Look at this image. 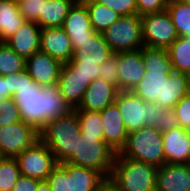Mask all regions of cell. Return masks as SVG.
Masks as SVG:
<instances>
[{"instance_id": "obj_34", "label": "cell", "mask_w": 190, "mask_h": 191, "mask_svg": "<svg viewBox=\"0 0 190 191\" xmlns=\"http://www.w3.org/2000/svg\"><path fill=\"white\" fill-rule=\"evenodd\" d=\"M21 120L18 105L12 97L0 100V127L11 125Z\"/></svg>"}, {"instance_id": "obj_10", "label": "cell", "mask_w": 190, "mask_h": 191, "mask_svg": "<svg viewBox=\"0 0 190 191\" xmlns=\"http://www.w3.org/2000/svg\"><path fill=\"white\" fill-rule=\"evenodd\" d=\"M38 140L39 131L24 120L0 127V153L3 157L16 158Z\"/></svg>"}, {"instance_id": "obj_42", "label": "cell", "mask_w": 190, "mask_h": 191, "mask_svg": "<svg viewBox=\"0 0 190 191\" xmlns=\"http://www.w3.org/2000/svg\"><path fill=\"white\" fill-rule=\"evenodd\" d=\"M40 182L38 179L20 175L12 191H37Z\"/></svg>"}, {"instance_id": "obj_19", "label": "cell", "mask_w": 190, "mask_h": 191, "mask_svg": "<svg viewBox=\"0 0 190 191\" xmlns=\"http://www.w3.org/2000/svg\"><path fill=\"white\" fill-rule=\"evenodd\" d=\"M113 55L114 52L105 41L103 33L96 32L91 39L77 42V48L69 62L101 65Z\"/></svg>"}, {"instance_id": "obj_39", "label": "cell", "mask_w": 190, "mask_h": 191, "mask_svg": "<svg viewBox=\"0 0 190 191\" xmlns=\"http://www.w3.org/2000/svg\"><path fill=\"white\" fill-rule=\"evenodd\" d=\"M136 2L139 16L166 11L168 4V0H136Z\"/></svg>"}, {"instance_id": "obj_27", "label": "cell", "mask_w": 190, "mask_h": 191, "mask_svg": "<svg viewBox=\"0 0 190 191\" xmlns=\"http://www.w3.org/2000/svg\"><path fill=\"white\" fill-rule=\"evenodd\" d=\"M87 7L91 26L98 33H104L121 16L113 9L99 4L94 0H81Z\"/></svg>"}, {"instance_id": "obj_24", "label": "cell", "mask_w": 190, "mask_h": 191, "mask_svg": "<svg viewBox=\"0 0 190 191\" xmlns=\"http://www.w3.org/2000/svg\"><path fill=\"white\" fill-rule=\"evenodd\" d=\"M77 0H46L36 24L42 28L62 27L70 8Z\"/></svg>"}, {"instance_id": "obj_31", "label": "cell", "mask_w": 190, "mask_h": 191, "mask_svg": "<svg viewBox=\"0 0 190 191\" xmlns=\"http://www.w3.org/2000/svg\"><path fill=\"white\" fill-rule=\"evenodd\" d=\"M26 69V59L17 54L5 42H0V76L12 75Z\"/></svg>"}, {"instance_id": "obj_40", "label": "cell", "mask_w": 190, "mask_h": 191, "mask_svg": "<svg viewBox=\"0 0 190 191\" xmlns=\"http://www.w3.org/2000/svg\"><path fill=\"white\" fill-rule=\"evenodd\" d=\"M179 125L190 130V94L184 96L173 108Z\"/></svg>"}, {"instance_id": "obj_44", "label": "cell", "mask_w": 190, "mask_h": 191, "mask_svg": "<svg viewBox=\"0 0 190 191\" xmlns=\"http://www.w3.org/2000/svg\"><path fill=\"white\" fill-rule=\"evenodd\" d=\"M105 191H123L121 190L112 180L110 177L105 178Z\"/></svg>"}, {"instance_id": "obj_15", "label": "cell", "mask_w": 190, "mask_h": 191, "mask_svg": "<svg viewBox=\"0 0 190 191\" xmlns=\"http://www.w3.org/2000/svg\"><path fill=\"white\" fill-rule=\"evenodd\" d=\"M165 164H188L190 160V130L178 126L162 132Z\"/></svg>"}, {"instance_id": "obj_7", "label": "cell", "mask_w": 190, "mask_h": 191, "mask_svg": "<svg viewBox=\"0 0 190 191\" xmlns=\"http://www.w3.org/2000/svg\"><path fill=\"white\" fill-rule=\"evenodd\" d=\"M105 41L114 53L136 51L144 47L141 16H121L104 33Z\"/></svg>"}, {"instance_id": "obj_12", "label": "cell", "mask_w": 190, "mask_h": 191, "mask_svg": "<svg viewBox=\"0 0 190 191\" xmlns=\"http://www.w3.org/2000/svg\"><path fill=\"white\" fill-rule=\"evenodd\" d=\"M62 29L69 36L73 51L77 48V42L91 39L96 33L91 26L88 9L81 0H77L70 8Z\"/></svg>"}, {"instance_id": "obj_49", "label": "cell", "mask_w": 190, "mask_h": 191, "mask_svg": "<svg viewBox=\"0 0 190 191\" xmlns=\"http://www.w3.org/2000/svg\"><path fill=\"white\" fill-rule=\"evenodd\" d=\"M10 1H12V2H14V3H16V4H19V3L22 2L23 0H10Z\"/></svg>"}, {"instance_id": "obj_33", "label": "cell", "mask_w": 190, "mask_h": 191, "mask_svg": "<svg viewBox=\"0 0 190 191\" xmlns=\"http://www.w3.org/2000/svg\"><path fill=\"white\" fill-rule=\"evenodd\" d=\"M20 175L17 160L3 157L0 160V191H12Z\"/></svg>"}, {"instance_id": "obj_30", "label": "cell", "mask_w": 190, "mask_h": 191, "mask_svg": "<svg viewBox=\"0 0 190 191\" xmlns=\"http://www.w3.org/2000/svg\"><path fill=\"white\" fill-rule=\"evenodd\" d=\"M172 68L181 73H190V40L179 36L167 49Z\"/></svg>"}, {"instance_id": "obj_38", "label": "cell", "mask_w": 190, "mask_h": 191, "mask_svg": "<svg viewBox=\"0 0 190 191\" xmlns=\"http://www.w3.org/2000/svg\"><path fill=\"white\" fill-rule=\"evenodd\" d=\"M52 191H69L68 173L58 164L47 178Z\"/></svg>"}, {"instance_id": "obj_13", "label": "cell", "mask_w": 190, "mask_h": 191, "mask_svg": "<svg viewBox=\"0 0 190 191\" xmlns=\"http://www.w3.org/2000/svg\"><path fill=\"white\" fill-rule=\"evenodd\" d=\"M118 89L132 91L145 75L142 48L118 53Z\"/></svg>"}, {"instance_id": "obj_47", "label": "cell", "mask_w": 190, "mask_h": 191, "mask_svg": "<svg viewBox=\"0 0 190 191\" xmlns=\"http://www.w3.org/2000/svg\"><path fill=\"white\" fill-rule=\"evenodd\" d=\"M184 4L188 5L190 7V0H181Z\"/></svg>"}, {"instance_id": "obj_6", "label": "cell", "mask_w": 190, "mask_h": 191, "mask_svg": "<svg viewBox=\"0 0 190 191\" xmlns=\"http://www.w3.org/2000/svg\"><path fill=\"white\" fill-rule=\"evenodd\" d=\"M119 154L129 159L145 162L159 168L165 164L162 132L145 126L128 133L125 146Z\"/></svg>"}, {"instance_id": "obj_45", "label": "cell", "mask_w": 190, "mask_h": 191, "mask_svg": "<svg viewBox=\"0 0 190 191\" xmlns=\"http://www.w3.org/2000/svg\"><path fill=\"white\" fill-rule=\"evenodd\" d=\"M37 191H52L47 181H41L38 184Z\"/></svg>"}, {"instance_id": "obj_2", "label": "cell", "mask_w": 190, "mask_h": 191, "mask_svg": "<svg viewBox=\"0 0 190 191\" xmlns=\"http://www.w3.org/2000/svg\"><path fill=\"white\" fill-rule=\"evenodd\" d=\"M145 75L132 92L144 102L163 108L165 81L173 71L168 50L165 48H142Z\"/></svg>"}, {"instance_id": "obj_37", "label": "cell", "mask_w": 190, "mask_h": 191, "mask_svg": "<svg viewBox=\"0 0 190 191\" xmlns=\"http://www.w3.org/2000/svg\"><path fill=\"white\" fill-rule=\"evenodd\" d=\"M46 0H23L18 4L19 12L26 21L37 22L42 14L43 2Z\"/></svg>"}, {"instance_id": "obj_22", "label": "cell", "mask_w": 190, "mask_h": 191, "mask_svg": "<svg viewBox=\"0 0 190 191\" xmlns=\"http://www.w3.org/2000/svg\"><path fill=\"white\" fill-rule=\"evenodd\" d=\"M41 28L32 21H25L5 43L25 59L40 50Z\"/></svg>"}, {"instance_id": "obj_16", "label": "cell", "mask_w": 190, "mask_h": 191, "mask_svg": "<svg viewBox=\"0 0 190 191\" xmlns=\"http://www.w3.org/2000/svg\"><path fill=\"white\" fill-rule=\"evenodd\" d=\"M62 65L60 61L41 50L26 59V70L40 86L57 84Z\"/></svg>"}, {"instance_id": "obj_14", "label": "cell", "mask_w": 190, "mask_h": 191, "mask_svg": "<svg viewBox=\"0 0 190 191\" xmlns=\"http://www.w3.org/2000/svg\"><path fill=\"white\" fill-rule=\"evenodd\" d=\"M119 89L102 78L94 79L83 94L80 104L74 110L101 112L115 103Z\"/></svg>"}, {"instance_id": "obj_3", "label": "cell", "mask_w": 190, "mask_h": 191, "mask_svg": "<svg viewBox=\"0 0 190 191\" xmlns=\"http://www.w3.org/2000/svg\"><path fill=\"white\" fill-rule=\"evenodd\" d=\"M40 140L45 143L58 163L67 162L74 154L77 139L81 136L76 111L49 121L40 131Z\"/></svg>"}, {"instance_id": "obj_36", "label": "cell", "mask_w": 190, "mask_h": 191, "mask_svg": "<svg viewBox=\"0 0 190 191\" xmlns=\"http://www.w3.org/2000/svg\"><path fill=\"white\" fill-rule=\"evenodd\" d=\"M118 73V53H114L113 56L100 65L98 78H102L118 88Z\"/></svg>"}, {"instance_id": "obj_43", "label": "cell", "mask_w": 190, "mask_h": 191, "mask_svg": "<svg viewBox=\"0 0 190 191\" xmlns=\"http://www.w3.org/2000/svg\"><path fill=\"white\" fill-rule=\"evenodd\" d=\"M12 96L13 95L8 91L7 76H0V100Z\"/></svg>"}, {"instance_id": "obj_26", "label": "cell", "mask_w": 190, "mask_h": 191, "mask_svg": "<svg viewBox=\"0 0 190 191\" xmlns=\"http://www.w3.org/2000/svg\"><path fill=\"white\" fill-rule=\"evenodd\" d=\"M189 94L188 74L173 70L165 81L164 109H173L176 104Z\"/></svg>"}, {"instance_id": "obj_32", "label": "cell", "mask_w": 190, "mask_h": 191, "mask_svg": "<svg viewBox=\"0 0 190 191\" xmlns=\"http://www.w3.org/2000/svg\"><path fill=\"white\" fill-rule=\"evenodd\" d=\"M80 130L86 136H103V123L100 112L75 110Z\"/></svg>"}, {"instance_id": "obj_29", "label": "cell", "mask_w": 190, "mask_h": 191, "mask_svg": "<svg viewBox=\"0 0 190 191\" xmlns=\"http://www.w3.org/2000/svg\"><path fill=\"white\" fill-rule=\"evenodd\" d=\"M166 11L175 26L178 36L190 40V7L181 0H168Z\"/></svg>"}, {"instance_id": "obj_1", "label": "cell", "mask_w": 190, "mask_h": 191, "mask_svg": "<svg viewBox=\"0 0 190 191\" xmlns=\"http://www.w3.org/2000/svg\"><path fill=\"white\" fill-rule=\"evenodd\" d=\"M8 91L27 124L40 131L49 121L65 116L73 109L62 97L57 84L40 86L25 69L7 76Z\"/></svg>"}, {"instance_id": "obj_8", "label": "cell", "mask_w": 190, "mask_h": 191, "mask_svg": "<svg viewBox=\"0 0 190 191\" xmlns=\"http://www.w3.org/2000/svg\"><path fill=\"white\" fill-rule=\"evenodd\" d=\"M20 174L40 181H47L48 176L59 164L49 147L38 140L16 158Z\"/></svg>"}, {"instance_id": "obj_9", "label": "cell", "mask_w": 190, "mask_h": 191, "mask_svg": "<svg viewBox=\"0 0 190 191\" xmlns=\"http://www.w3.org/2000/svg\"><path fill=\"white\" fill-rule=\"evenodd\" d=\"M141 23L146 47L168 49L179 37L167 11L143 15Z\"/></svg>"}, {"instance_id": "obj_28", "label": "cell", "mask_w": 190, "mask_h": 191, "mask_svg": "<svg viewBox=\"0 0 190 191\" xmlns=\"http://www.w3.org/2000/svg\"><path fill=\"white\" fill-rule=\"evenodd\" d=\"M147 119L148 126L154 127L160 132L180 126L173 109H164L149 102H147Z\"/></svg>"}, {"instance_id": "obj_20", "label": "cell", "mask_w": 190, "mask_h": 191, "mask_svg": "<svg viewBox=\"0 0 190 191\" xmlns=\"http://www.w3.org/2000/svg\"><path fill=\"white\" fill-rule=\"evenodd\" d=\"M100 114L103 123L104 141L115 152L119 153L125 146L128 137L119 108L114 103L107 106Z\"/></svg>"}, {"instance_id": "obj_18", "label": "cell", "mask_w": 190, "mask_h": 191, "mask_svg": "<svg viewBox=\"0 0 190 191\" xmlns=\"http://www.w3.org/2000/svg\"><path fill=\"white\" fill-rule=\"evenodd\" d=\"M40 50L62 64L69 62L73 57L71 40L62 27L41 29Z\"/></svg>"}, {"instance_id": "obj_4", "label": "cell", "mask_w": 190, "mask_h": 191, "mask_svg": "<svg viewBox=\"0 0 190 191\" xmlns=\"http://www.w3.org/2000/svg\"><path fill=\"white\" fill-rule=\"evenodd\" d=\"M157 167L116 154L110 179L123 191H155Z\"/></svg>"}, {"instance_id": "obj_48", "label": "cell", "mask_w": 190, "mask_h": 191, "mask_svg": "<svg viewBox=\"0 0 190 191\" xmlns=\"http://www.w3.org/2000/svg\"><path fill=\"white\" fill-rule=\"evenodd\" d=\"M188 86H189V94H190V73L188 74Z\"/></svg>"}, {"instance_id": "obj_5", "label": "cell", "mask_w": 190, "mask_h": 191, "mask_svg": "<svg viewBox=\"0 0 190 191\" xmlns=\"http://www.w3.org/2000/svg\"><path fill=\"white\" fill-rule=\"evenodd\" d=\"M115 152L104 141V136H86L77 139L76 149L68 163L94 169L105 178L110 177L114 165Z\"/></svg>"}, {"instance_id": "obj_17", "label": "cell", "mask_w": 190, "mask_h": 191, "mask_svg": "<svg viewBox=\"0 0 190 191\" xmlns=\"http://www.w3.org/2000/svg\"><path fill=\"white\" fill-rule=\"evenodd\" d=\"M90 83L70 62L62 65L57 85L62 97L72 109L80 104Z\"/></svg>"}, {"instance_id": "obj_41", "label": "cell", "mask_w": 190, "mask_h": 191, "mask_svg": "<svg viewBox=\"0 0 190 191\" xmlns=\"http://www.w3.org/2000/svg\"><path fill=\"white\" fill-rule=\"evenodd\" d=\"M79 73L87 78L90 82L98 78L100 73V65L89 64V63H71Z\"/></svg>"}, {"instance_id": "obj_11", "label": "cell", "mask_w": 190, "mask_h": 191, "mask_svg": "<svg viewBox=\"0 0 190 191\" xmlns=\"http://www.w3.org/2000/svg\"><path fill=\"white\" fill-rule=\"evenodd\" d=\"M115 104L118 106L128 133L148 126L147 102L132 91H120Z\"/></svg>"}, {"instance_id": "obj_21", "label": "cell", "mask_w": 190, "mask_h": 191, "mask_svg": "<svg viewBox=\"0 0 190 191\" xmlns=\"http://www.w3.org/2000/svg\"><path fill=\"white\" fill-rule=\"evenodd\" d=\"M155 191H190V166L166 163L157 168Z\"/></svg>"}, {"instance_id": "obj_25", "label": "cell", "mask_w": 190, "mask_h": 191, "mask_svg": "<svg viewBox=\"0 0 190 191\" xmlns=\"http://www.w3.org/2000/svg\"><path fill=\"white\" fill-rule=\"evenodd\" d=\"M25 21L18 4L10 0H0V42L13 36Z\"/></svg>"}, {"instance_id": "obj_35", "label": "cell", "mask_w": 190, "mask_h": 191, "mask_svg": "<svg viewBox=\"0 0 190 191\" xmlns=\"http://www.w3.org/2000/svg\"><path fill=\"white\" fill-rule=\"evenodd\" d=\"M95 2L113 9L120 16L137 14L136 0H94Z\"/></svg>"}, {"instance_id": "obj_23", "label": "cell", "mask_w": 190, "mask_h": 191, "mask_svg": "<svg viewBox=\"0 0 190 191\" xmlns=\"http://www.w3.org/2000/svg\"><path fill=\"white\" fill-rule=\"evenodd\" d=\"M68 173L69 191H91L105 177L98 171L68 162L59 163Z\"/></svg>"}, {"instance_id": "obj_46", "label": "cell", "mask_w": 190, "mask_h": 191, "mask_svg": "<svg viewBox=\"0 0 190 191\" xmlns=\"http://www.w3.org/2000/svg\"><path fill=\"white\" fill-rule=\"evenodd\" d=\"M91 191H105V179Z\"/></svg>"}]
</instances>
